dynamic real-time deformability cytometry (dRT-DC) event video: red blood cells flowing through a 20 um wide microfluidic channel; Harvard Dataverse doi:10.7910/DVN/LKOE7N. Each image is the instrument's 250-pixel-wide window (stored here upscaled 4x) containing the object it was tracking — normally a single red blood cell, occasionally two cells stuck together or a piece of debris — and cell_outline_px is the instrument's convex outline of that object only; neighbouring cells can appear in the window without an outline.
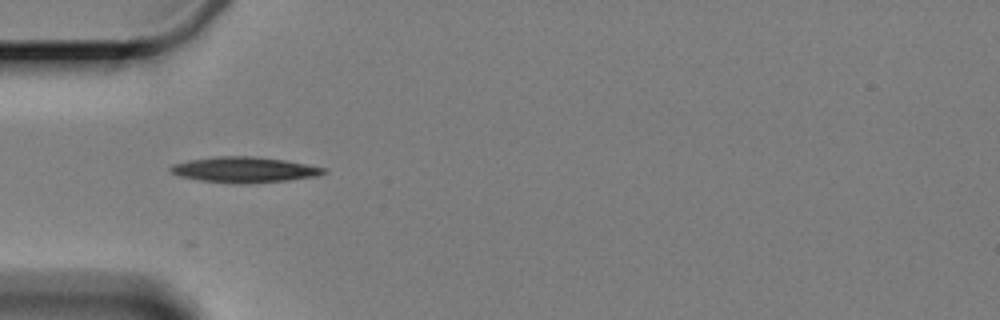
{"species": "Egyptian fruit bat (a non-hibernating species)", "species_latin": "Rousettus aegyptiacus", "temperature_condition": "cold", "stored_images_in_passage": 3, "camera_frame_rate_fps": 3000, "um_per_image_px": 0.085, "animal": {"sex": "female"}, "frame": {"image": 1, "passage_image": 2, "time_ms": 1.333, "image_size_px": [1000, 320], "cell_outline_px": [[328, 172], [316, 176], [288, 180], [244, 184], [232, 184], [200, 180], [180, 176], [172, 172], [168, 168], [172, 164], [188, 160], [220, 156], [252, 156], [284, 160], [324, 168]], "centroid_in_image_um": [20.73, 14.43], "position_along_channel_um": 64.3, "area_um2": 22.72}}
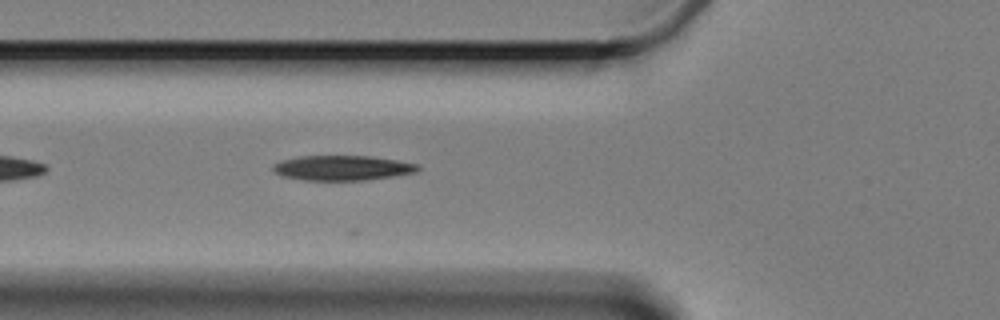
{"frame": {"image": 2, "passage_image": 3, "time_ms": 2.333, "image_size_px": [1000, 320], "cell_outline_px": [[420, 168], [416, 172], [368, 180], [304, 180], [280, 176], [272, 172], [272, 164], [284, 160], [300, 156], [368, 156], [396, 160], [420, 164]], "centroid_in_image_um": [29.07, 14.28], "position_along_channel_um": 96.7, "area_um2": 21.1}}